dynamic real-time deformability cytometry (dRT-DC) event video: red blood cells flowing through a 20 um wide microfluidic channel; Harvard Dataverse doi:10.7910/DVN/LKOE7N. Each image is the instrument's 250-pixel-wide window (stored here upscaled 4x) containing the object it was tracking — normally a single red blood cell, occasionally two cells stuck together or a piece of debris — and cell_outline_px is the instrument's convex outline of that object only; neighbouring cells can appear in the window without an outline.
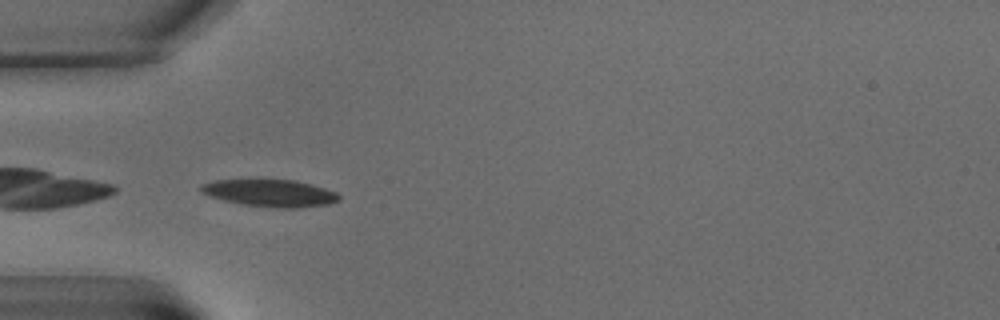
{"species": "common noctule bat (a hibernating species)", "species_latin": "Nyctalus noctula", "temperature_condition": "warm", "stored_images_in_passage": 7, "camera_frame_rate_fps": 3000, "um_per_image_px": 0.085, "animal": {"sex": "male", "body_mass_g": 15.6}, "frame": {"image": 1, "passage_image": 6, "time_ms": 7.333, "image_size_px": [1000, 320], "cell_outline_px": [[340, 200], [328, 204], [296, 208], [276, 208], [244, 204], [224, 200], [200, 192], [200, 184], [216, 180], [296, 180], [312, 184], [336, 192], [340, 196]], "centroid_in_image_um": [22.98, 16.41], "position_along_channel_um": 62.0, "area_um2": 21.68}}
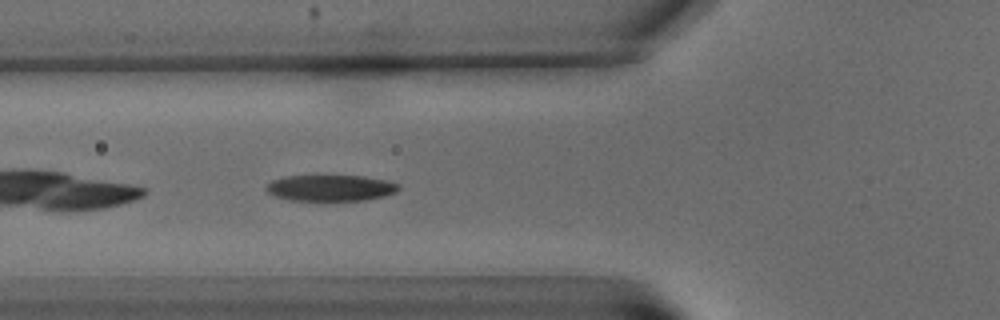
{"frame": {"image": 2, "passage_image": 7, "time_ms": 8.667, "image_size_px": [1000, 320], "cell_outline_px": [[400, 188], [396, 192], [384, 196], [364, 200], [288, 200], [272, 196], [264, 188], [272, 180], [284, 176], [364, 176], [388, 180], [400, 184]], "centroid_in_image_um": [28.1, 15.97], "position_along_channel_um": 97.7, "area_um2": 20.29}}